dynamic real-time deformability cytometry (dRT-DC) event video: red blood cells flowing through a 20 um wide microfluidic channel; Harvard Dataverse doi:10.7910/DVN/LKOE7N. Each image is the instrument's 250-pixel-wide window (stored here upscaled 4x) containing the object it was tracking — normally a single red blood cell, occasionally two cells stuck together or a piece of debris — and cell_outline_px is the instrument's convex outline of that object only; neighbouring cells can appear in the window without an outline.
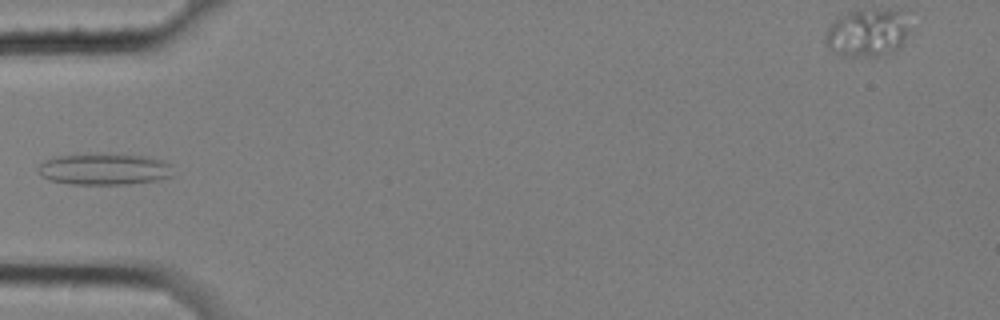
{"species": "common noctule bat (a hibernating species)", "species_latin": "Nyctalus noctula", "temperature_condition": "cold", "stored_images_in_passage": 9, "camera_frame_rate_fps": 3000, "um_per_image_px": 0.085, "animal": {"sex": "female", "body_mass_g": 25.1}, "frame": {"image": 1, "passage_image": 4, "time_ms": 1.0, "image_size_px": [1000, 320], "cell_outline_px": [[172, 176], [160, 180], [124, 184], [68, 184], [48, 180], [40, 176], [36, 172], [36, 168], [44, 160], [52, 156], [144, 156], [160, 160], [172, 164]], "centroid_in_image_um": [8.81, 14.42], "position_along_channel_um": 76.2, "area_um2": 24.22}}
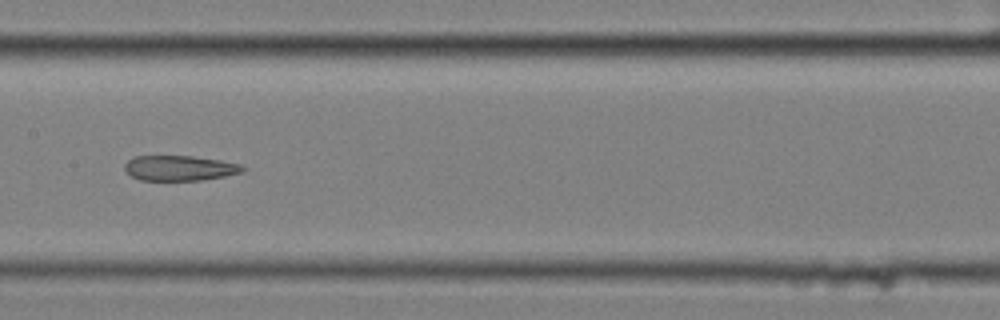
{"frame": {"image": 2, "passage_image": 7, "time_ms": 2.0, "image_size_px": [1000, 320], "cell_outline_px": [[248, 168], [244, 172], [204, 180], [140, 180], [132, 176], [124, 168], [124, 164], [128, 160], [136, 156], [192, 156], [220, 160], [240, 164]], "centroid_in_image_um": [15.31, 14.29], "position_along_channel_um": 192.1, "area_um2": 17.34}}
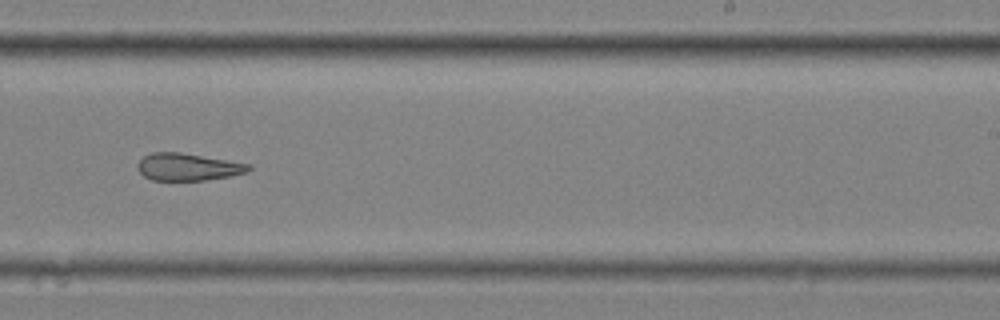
{"frame": {"image": 3, "passage_image": 9, "time_ms": 2.667, "image_size_px": [1000, 320], "cell_outline_px": [[252, 168], [248, 172], [228, 176], [204, 180], [152, 180], [144, 176], [140, 172], [136, 164], [144, 156], [152, 152], [180, 152], [252, 164]], "centroid_in_image_um": [15.98, 14.18], "position_along_channel_um": 273.0, "area_um2": 17.63}}